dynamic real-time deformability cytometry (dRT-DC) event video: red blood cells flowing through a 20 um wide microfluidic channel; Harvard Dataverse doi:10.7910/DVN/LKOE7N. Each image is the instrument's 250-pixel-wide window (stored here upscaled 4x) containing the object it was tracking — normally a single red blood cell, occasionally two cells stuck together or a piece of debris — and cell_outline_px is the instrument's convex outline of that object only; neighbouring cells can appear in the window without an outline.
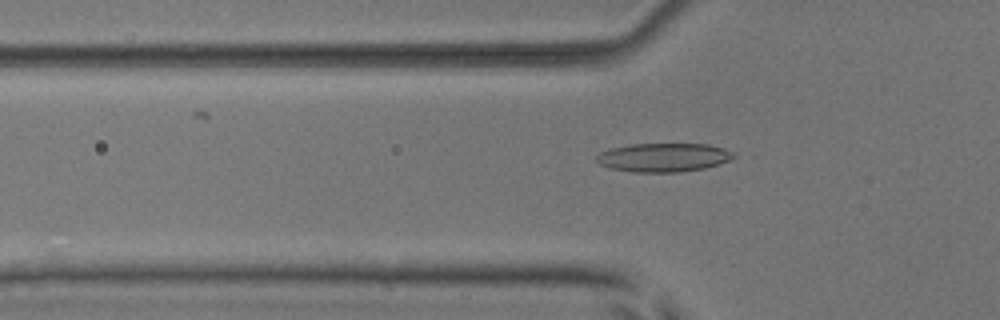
{"species": "common noctule bat (a hibernating species)", "species_latin": "Nyctalus noctula", "temperature_condition": "room temperature", "stored_images_in_passage": 54, "camera_frame_rate_fps": 3000, "um_per_image_px": 0.085, "animal": {"sex": "male", "body_mass_g": 17.9, "forearm_length_mm": 54.2}, "frame": {"image": 1, "passage_image": 18, "time_ms": 5.667, "image_size_px": [1000, 320], "cell_outline_px": [[736, 156], [728, 160], [704, 168], [680, 172], [632, 172], [612, 168], [600, 164], [596, 160], [596, 156], [600, 152], [612, 148], [632, 144], [708, 144], [724, 148], [736, 152]], "centroid_in_image_um": [56.42, 13.37], "position_along_channel_um": 69.4, "area_um2": 22.83}}
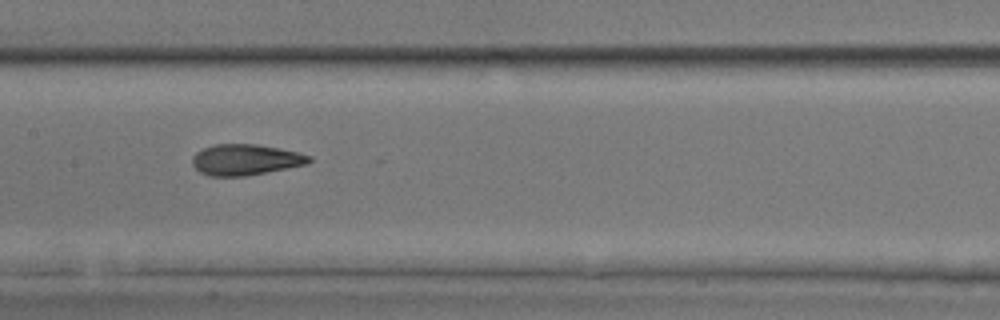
{"frame": {"image": 2, "passage_image": 27, "time_ms": 8.667, "image_size_px": [1000, 320], "cell_outline_px": [[312, 160], [308, 164], [244, 176], [208, 176], [200, 172], [192, 164], [192, 156], [196, 152], [204, 148], [216, 144], [256, 144], [280, 148], [312, 156]], "centroid_in_image_um": [20.86, 13.57], "position_along_channel_um": 186.5, "area_um2": 20.98}}
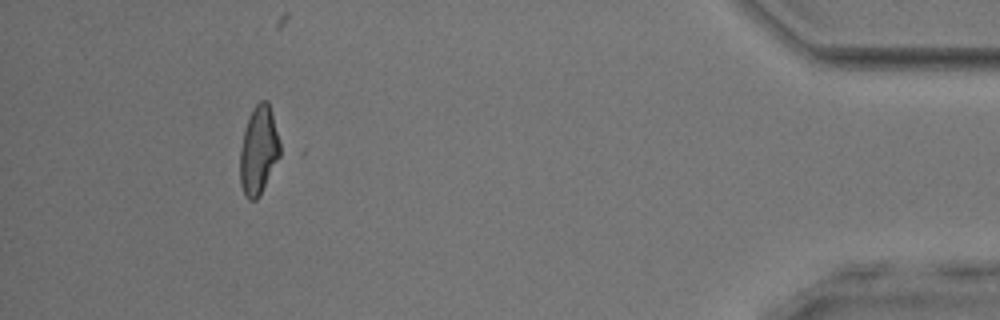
{"frame": {"image": 3, "passage_image": 49, "time_ms": 16.0, "image_size_px": [1000, 320], "cell_outline_px": [[280, 156], [256, 200], [248, 200], [244, 196], [240, 184], [240, 148], [248, 116], [252, 108], [260, 100], [268, 100], [272, 112], [280, 144]], "centroid_in_image_um": [21.96, 12.75], "position_along_channel_um": 413.2, "area_um2": 20.52}, "authors_computed_cell_mechanics": {"area_um2": 20.9525, "velocity_mm_per_s": 3.9147, "shape_relaxation_time_tau1_ms": 3.8806, "shape_relaxation_time_tau2_ms": 1.5537, "deformation_change_tau1": 0.1377, "deformation_change_tau2": 0.0837}}